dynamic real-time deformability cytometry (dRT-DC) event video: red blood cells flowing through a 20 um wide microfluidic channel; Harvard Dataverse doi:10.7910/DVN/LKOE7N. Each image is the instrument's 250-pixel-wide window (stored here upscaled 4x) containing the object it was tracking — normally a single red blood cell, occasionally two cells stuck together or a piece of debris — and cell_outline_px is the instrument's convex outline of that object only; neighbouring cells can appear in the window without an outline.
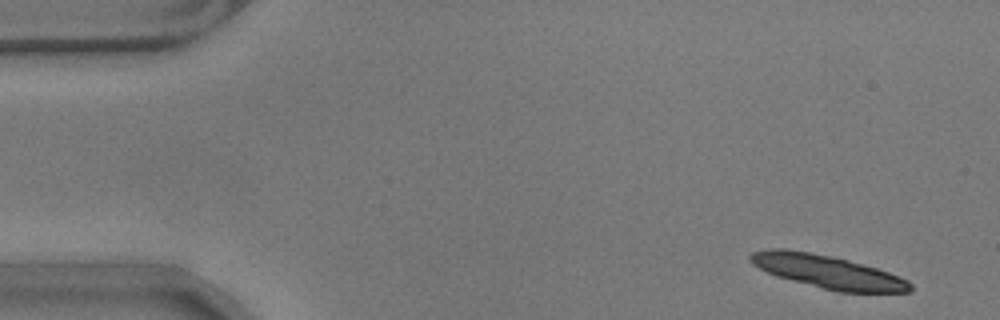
{"species": "common noctule bat (a hibernating species)", "species_latin": "Nyctalus noctula", "temperature_condition": "warm", "stored_images_in_passage": 16, "camera_frame_rate_fps": 3000, "um_per_image_px": 0.085, "animal": {"sex": "male", "body_mass_g": 17.9}, "frame": {"image": 1, "passage_image": 3, "time_ms": 0.667, "image_size_px": [1000, 320], "cell_outline_px": [[912, 292], [836, 292], [776, 276], [752, 264], [748, 260], [748, 256], [752, 252], [768, 248], [784, 248], [808, 252], [848, 260], [864, 264], [888, 272], [908, 280], [912, 284]], "centroid_in_image_um": [70.33, 23.1], "position_along_channel_um": 14.7, "area_um2": 30.81}}